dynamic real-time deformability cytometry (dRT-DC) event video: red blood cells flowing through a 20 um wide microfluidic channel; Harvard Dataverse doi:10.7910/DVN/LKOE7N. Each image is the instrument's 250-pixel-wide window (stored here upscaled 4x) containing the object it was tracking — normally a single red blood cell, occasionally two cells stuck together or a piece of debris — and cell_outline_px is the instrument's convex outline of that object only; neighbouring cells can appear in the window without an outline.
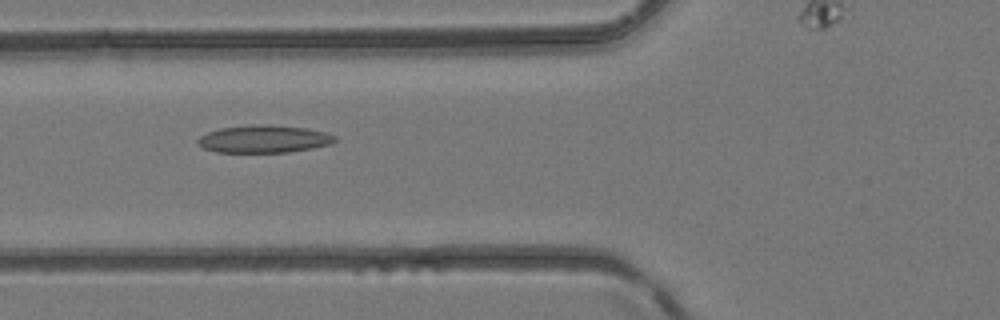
{"species": "common noctule bat (a hibernating species)", "species_latin": "Nyctalus noctula", "temperature_condition": "room temperature", "stored_images_in_passage": 4, "camera_frame_rate_fps": 3000, "um_per_image_px": 0.085, "animal": {"sex": "female", "body_mass_g": 24.6, "forearm_length_mm": 56.2}, "frame": {"image": 1, "passage_image": 3, "time_ms": 0.667, "image_size_px": [1000, 320], "cell_outline_px": [[336, 140], [332, 144], [312, 148], [288, 152], [216, 152], [204, 148], [196, 140], [200, 136], [208, 132], [220, 128], [252, 124], [268, 124], [308, 128], [324, 132], [336, 136]], "centroid_in_image_um": [22.45, 11.8], "position_along_channel_um": 103.4, "area_um2": 22.08}}